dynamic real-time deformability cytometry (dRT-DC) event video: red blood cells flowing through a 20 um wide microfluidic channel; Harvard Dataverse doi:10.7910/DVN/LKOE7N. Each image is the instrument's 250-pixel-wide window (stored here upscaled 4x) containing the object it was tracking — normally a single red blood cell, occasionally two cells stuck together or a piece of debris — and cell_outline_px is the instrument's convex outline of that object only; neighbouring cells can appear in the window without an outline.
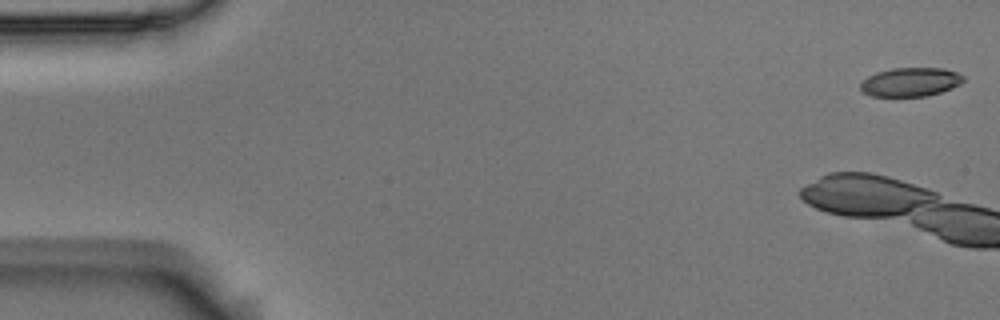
{"species": "Egyptian fruit bat (a non-hibernating species)", "species_latin": "Rousettus aegyptiacus", "temperature_condition": "room temperature", "stored_images_in_passage": 4, "camera_frame_rate_fps": 3000, "um_per_image_px": 0.085, "animal": {"sex": "male"}, "frame": {"image": 1, "passage_image": 1, "time_ms": 0.0, "image_size_px": [1000, 320], "cell_outline_px": [[964, 80], [960, 84], [952, 88], [928, 96], [872, 96], [864, 92], [860, 88], [860, 84], [868, 76], [876, 72], [892, 68], [944, 68], [956, 72], [964, 76]], "centroid_in_image_um": [77.41, 6.96], "position_along_channel_um": 7.6, "area_um2": 17.28}}